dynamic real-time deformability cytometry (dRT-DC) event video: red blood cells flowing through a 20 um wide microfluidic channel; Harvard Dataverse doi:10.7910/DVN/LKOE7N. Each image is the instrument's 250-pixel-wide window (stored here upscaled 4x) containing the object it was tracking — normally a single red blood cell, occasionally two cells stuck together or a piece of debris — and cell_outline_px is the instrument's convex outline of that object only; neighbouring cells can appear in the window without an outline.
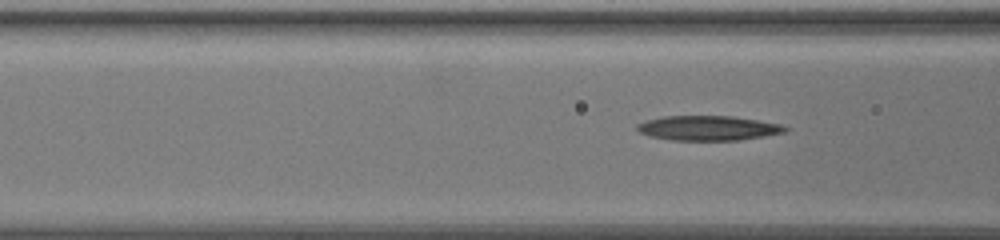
{"species": "common noctule bat (a hibernating species)", "species_latin": "Nyctalus noctula", "temperature_condition": "warm", "stored_images_in_passage": 35, "camera_frame_rate_fps": 3000, "um_per_image_px": 0.085, "animal": {"sex": "female", "body_mass_g": 19.5, "forearm_length_mm": 54.1}, "frame": {"image": 1, "passage_image": 10, "time_ms": 3.0, "image_size_px": [1000, 240], "cell_outline_px": [[788, 128], [784, 132], [764, 136], [740, 140], [672, 140], [652, 136], [640, 132], [636, 128], [636, 124], [648, 120], [664, 116], [732, 116], [780, 124]], "centroid_in_image_um": [60.18, 10.88], "position_along_channel_um": 106.4, "area_um2": 21.04}}
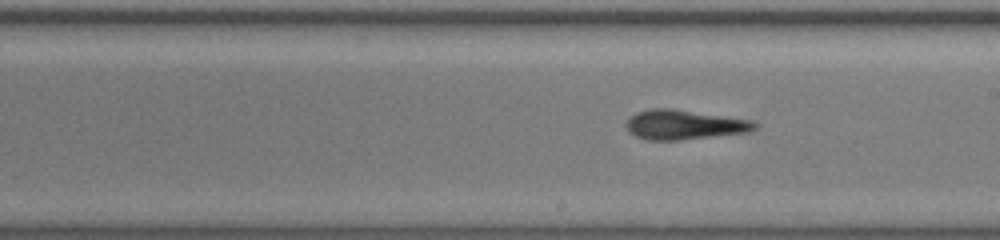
{"frame": {"image": 2, "passage_image": 21, "time_ms": 6.667, "image_size_px": [1000, 240], "cell_outline_px": [[760, 124], [756, 128], [748, 132], [680, 140], [648, 140], [636, 136], [628, 132], [624, 124], [636, 112], [652, 108], [672, 108], [752, 120]], "centroid_in_image_um": [58.15, 10.6], "position_along_channel_um": 230.8, "area_um2": 22.25}}
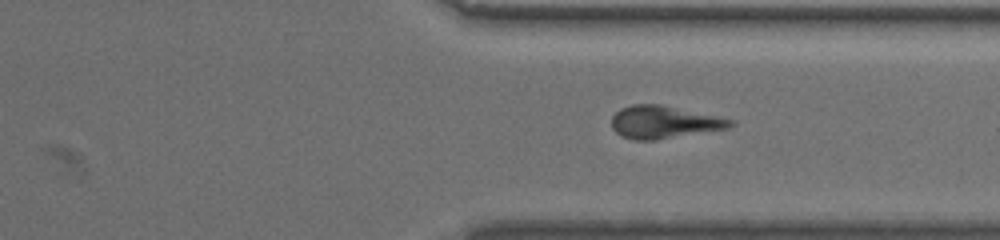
{"frame": {"image": 3, "passage_image": 32, "time_ms": 10.333, "image_size_px": [1000, 240], "cell_outline_px": [[736, 124], [728, 128], [656, 140], [632, 140], [620, 136], [612, 128], [612, 116], [620, 108], [632, 104], [660, 104], [736, 120]], "centroid_in_image_um": [56.43, 10.38], "position_along_channel_um": 355.0, "area_um2": 22.66}}